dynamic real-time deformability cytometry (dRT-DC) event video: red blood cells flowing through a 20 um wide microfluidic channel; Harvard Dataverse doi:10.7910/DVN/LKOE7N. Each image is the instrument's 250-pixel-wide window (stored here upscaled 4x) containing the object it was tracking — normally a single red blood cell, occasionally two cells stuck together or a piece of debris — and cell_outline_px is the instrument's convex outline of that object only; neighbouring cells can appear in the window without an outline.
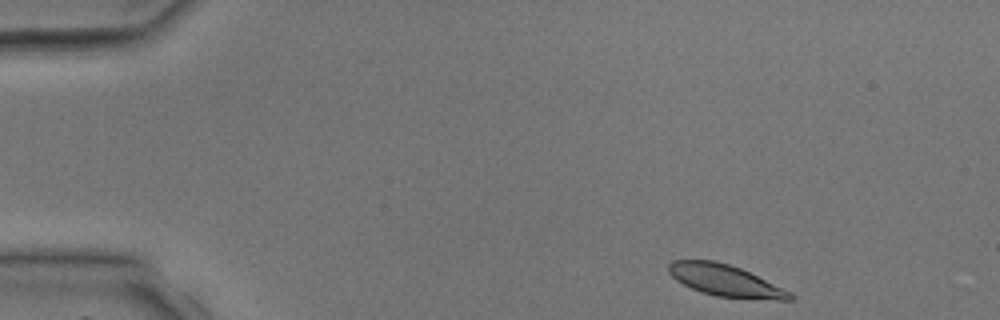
{"species": "common noctule bat (a hibernating species)", "species_latin": "Nyctalus noctula", "temperature_condition": "room temperature", "stored_images_in_passage": 3, "camera_frame_rate_fps": 3000, "um_per_image_px": 0.085, "animal": {"sex": "male", "body_mass_g": 17.9, "forearm_length_mm": 54.2}, "frame": {"image": 1, "passage_image": 1, "time_ms": 0.0, "image_size_px": [1000, 320], "cell_outline_px": [[796, 296], [792, 300], [780, 300], [716, 296], [692, 288], [676, 280], [668, 272], [668, 264], [672, 260], [712, 260], [728, 264], [740, 268], [792, 292]], "centroid_in_image_um": [61.66, 23.84], "position_along_channel_um": 23.3, "area_um2": 22.08}}
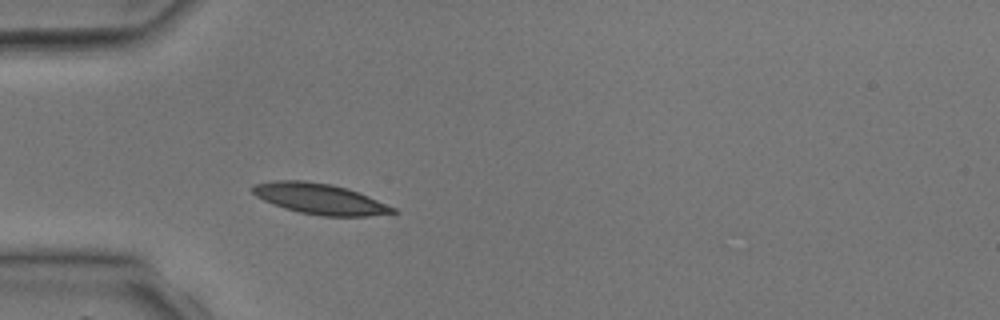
{"frame": {"image": 2, "passage_image": 3, "time_ms": 2.333, "image_size_px": [1000, 320], "cell_outline_px": [[400, 212], [368, 216], [324, 216], [300, 212], [284, 208], [272, 204], [256, 196], [252, 192], [252, 184], [276, 180], [304, 180], [332, 184], [348, 188], [368, 196], [396, 208]], "centroid_in_image_um": [27.18, 16.89], "position_along_channel_um": 57.8, "area_um2": 25.14}}